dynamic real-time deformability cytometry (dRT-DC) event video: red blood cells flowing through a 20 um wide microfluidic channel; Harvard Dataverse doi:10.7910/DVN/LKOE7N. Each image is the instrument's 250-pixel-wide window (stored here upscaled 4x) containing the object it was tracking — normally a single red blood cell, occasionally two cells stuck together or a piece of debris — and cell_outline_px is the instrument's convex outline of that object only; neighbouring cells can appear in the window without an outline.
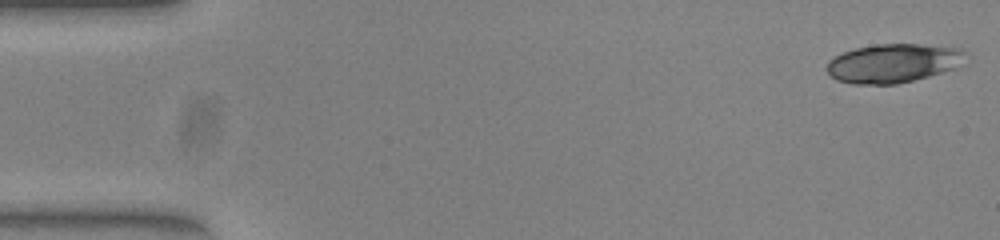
{"species": "common noctule bat (a hibernating species)", "species_latin": "Nyctalus noctula", "temperature_condition": "warm", "stored_images_in_passage": 51, "camera_frame_rate_fps": 3000, "um_per_image_px": 0.085, "animal": {"sex": "female", "body_mass_g": 23.0, "forearm_length_mm": 53.4}, "frame": {"image": 1, "passage_image": 1, "time_ms": 0.0, "image_size_px": [1000, 240], "cell_outline_px": [[972, 56], [956, 68], [928, 76], [896, 84], [852, 84], [836, 80], [828, 72], [828, 60], [844, 52], [856, 48], [876, 44], [916, 44], [960, 48], [968, 52]], "centroid_in_image_um": [76.0, 5.36], "position_along_channel_um": 9.0, "area_um2": 31.56}}
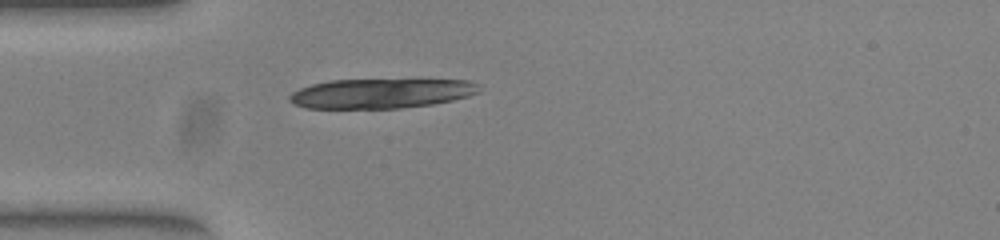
{"frame": {"image": 2, "passage_image": 14, "time_ms": 4.333, "image_size_px": [1000, 240], "cell_outline_px": [[480, 92], [468, 96], [452, 100], [432, 104], [400, 108], [304, 108], [292, 104], [288, 100], [288, 96], [292, 92], [300, 88], [312, 84], [332, 80], [468, 80], [480, 84]], "centroid_in_image_um": [32.38, 7.94], "position_along_channel_um": 52.6, "area_um2": 32.83}}